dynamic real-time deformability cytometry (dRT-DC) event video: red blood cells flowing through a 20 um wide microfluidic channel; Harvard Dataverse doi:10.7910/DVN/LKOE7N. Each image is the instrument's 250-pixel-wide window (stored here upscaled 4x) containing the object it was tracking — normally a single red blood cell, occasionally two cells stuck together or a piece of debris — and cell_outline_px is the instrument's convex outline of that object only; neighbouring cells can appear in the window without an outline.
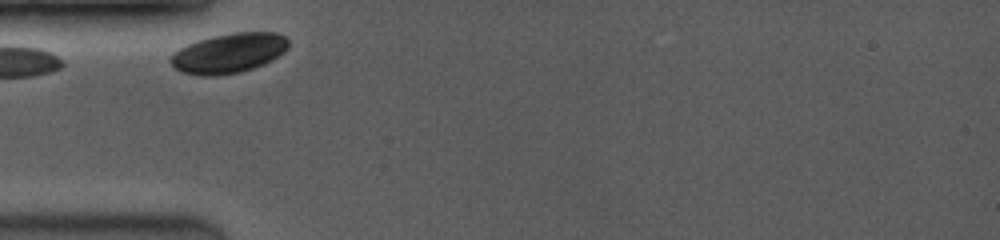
{"species": "common noctule bat (a hibernating species)", "species_latin": "Nyctalus noctula", "temperature_condition": "room temperature", "stored_images_in_passage": 2, "camera_frame_rate_fps": 3500, "um_per_image_px": 0.085, "animal": {"sex": "female", "body_mass_g": 19.0, "forearm_length_mm": 53.3}, "frame": {"image": 1, "passage_image": 1, "time_ms": 0.0, "image_size_px": [1000, 240], "cell_outline_px": [[288, 48], [284, 52], [272, 60], [264, 64], [240, 72], [216, 76], [204, 76], [180, 72], [168, 60], [180, 48], [188, 44], [212, 36], [236, 32], [276, 32], [284, 36], [288, 40]], "centroid_in_image_um": [19.47, 4.52], "position_along_channel_um": 65.5, "area_um2": 27.17}}